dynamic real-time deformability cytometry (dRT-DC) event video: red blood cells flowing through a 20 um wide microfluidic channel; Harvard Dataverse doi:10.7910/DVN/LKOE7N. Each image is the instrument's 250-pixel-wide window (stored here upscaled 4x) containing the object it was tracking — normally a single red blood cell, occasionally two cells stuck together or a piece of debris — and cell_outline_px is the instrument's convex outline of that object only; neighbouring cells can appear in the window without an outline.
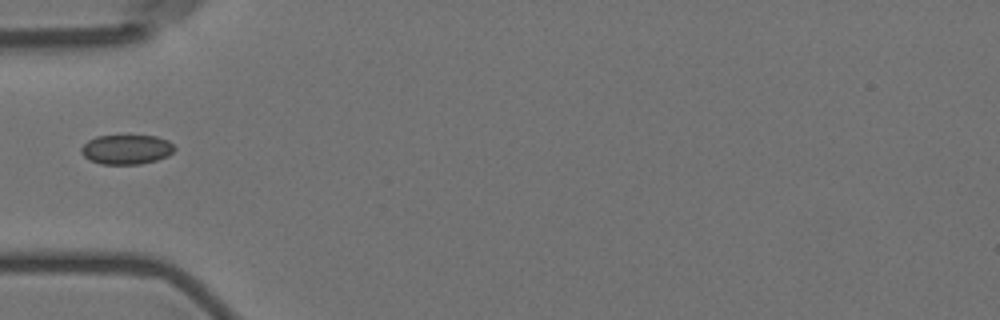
{"species": "Egyptian fruit bat (a non-hibernating species)", "species_latin": "Rousettus aegyptiacus", "temperature_condition": "room temperature", "stored_images_in_passage": 8, "camera_frame_rate_fps": 3000, "um_per_image_px": 0.085, "animal": {"sex": "female"}, "frame": {"image": 1, "passage_image": 3, "time_ms": 2.333, "image_size_px": [1000, 320], "cell_outline_px": [[176, 148], [168, 156], [156, 160], [140, 164], [100, 164], [84, 156], [80, 152], [80, 148], [88, 140], [96, 136], [156, 136], [168, 140]], "centroid_in_image_um": [10.75, 12.7], "position_along_channel_um": 74.3, "area_um2": 16.01}}
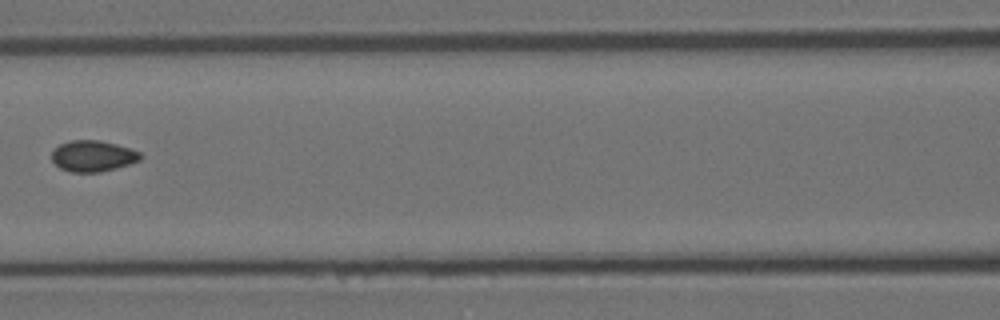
{"frame": {"image": 2, "passage_image": 5, "time_ms": 4.667, "image_size_px": [1000, 320], "cell_outline_px": [[144, 156], [140, 160], [116, 168], [100, 172], [72, 172], [60, 168], [52, 160], [52, 152], [60, 144], [72, 140], [100, 140], [116, 144], [140, 152]], "centroid_in_image_um": [7.91, 13.26], "position_along_channel_um": 158.7, "area_um2": 15.95}}
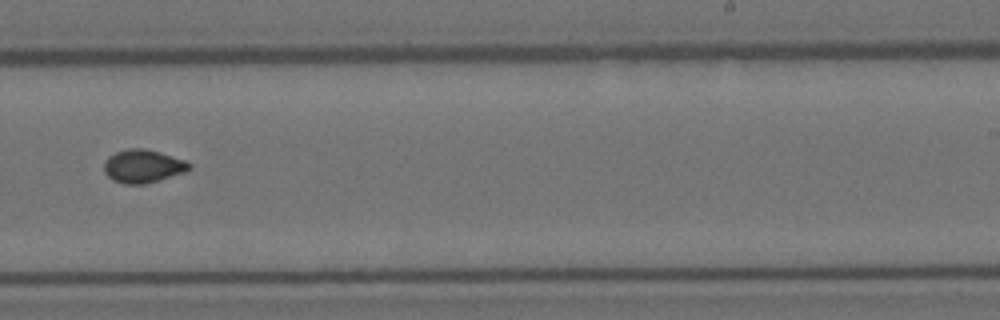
{"frame": {"image": 3, "passage_image": 8, "time_ms": 8.0, "image_size_px": [1000, 320], "cell_outline_px": [[192, 168], [184, 172], [144, 184], [124, 184], [112, 180], [104, 172], [104, 160], [108, 156], [116, 152], [128, 148], [144, 148], [160, 152], [184, 160], [192, 164]], "centroid_in_image_um": [12.13, 14.12], "position_along_channel_um": 276.9, "area_um2": 16.47}}